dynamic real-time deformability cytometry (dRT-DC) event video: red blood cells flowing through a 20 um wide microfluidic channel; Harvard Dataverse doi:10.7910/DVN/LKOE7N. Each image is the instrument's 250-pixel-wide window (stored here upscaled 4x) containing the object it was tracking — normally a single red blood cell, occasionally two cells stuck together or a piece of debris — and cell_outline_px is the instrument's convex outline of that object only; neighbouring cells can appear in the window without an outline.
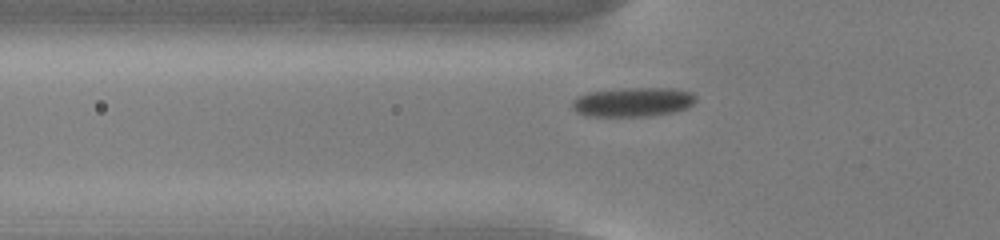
{"species": "common noctule bat (a hibernating species)", "species_latin": "Nyctalus noctula", "temperature_condition": "cold", "stored_images_in_passage": 47, "camera_frame_rate_fps": 3000, "um_per_image_px": 0.085, "animal": {"sex": "male", "body_mass_g": 13.0, "forearm_length_mm": 53.1}, "frame": {"image": 1, "passage_image": 11, "time_ms": 3.333, "image_size_px": [1000, 240], "cell_outline_px": [[696, 100], [692, 104], [684, 108], [672, 112], [652, 116], [588, 116], [576, 112], [572, 108], [572, 100], [588, 92], [620, 88], [676, 88], [692, 92], [696, 96]], "centroid_in_image_um": [53.8, 8.66], "position_along_channel_um": 72.0, "area_um2": 21.15}}
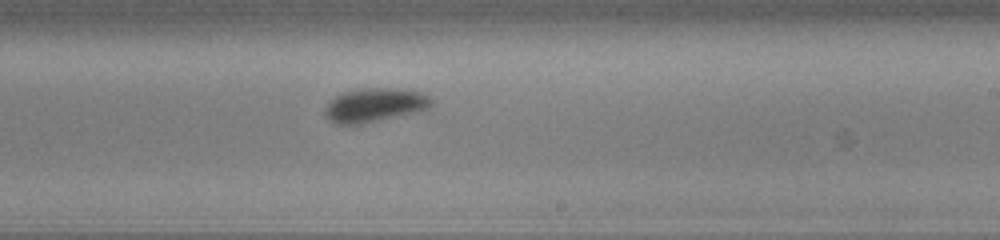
{"frame": {"image": 2, "passage_image": 26, "time_ms": 8.333, "image_size_px": [1000, 240], "cell_outline_px": [[432, 104], [428, 108], [412, 112], [360, 124], [336, 124], [324, 112], [324, 108], [336, 96], [344, 92], [364, 88], [400, 88], [420, 92], [428, 96], [432, 100]], "centroid_in_image_um": [31.85, 8.91], "position_along_channel_um": 257.2, "area_um2": 20.4}}
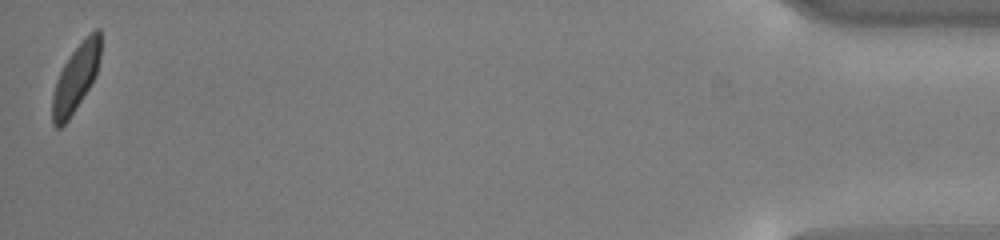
{"frame": {"image": 3, "passage_image": 47, "time_ms": 15.333, "image_size_px": [1000, 240], "cell_outline_px": [[100, 56], [96, 76], [68, 120], [60, 128], [56, 128], [52, 124], [52, 96], [56, 80], [64, 64], [72, 52], [96, 28], [100, 28]], "centroid_in_image_um": [6.43, 6.67], "position_along_channel_um": 428.8, "area_um2": 18.44}, "authors_computed_cell_mechanics": {"area_um2": 20.23, "velocity_mm_per_s": 3.7213, "shape_relaxation_time_tau1_ms": 1.5498, "shape_relaxation_time_tau2_ms": null, "deformation_change_tau1": 0.1129, "deformation_change_tau2": null}}